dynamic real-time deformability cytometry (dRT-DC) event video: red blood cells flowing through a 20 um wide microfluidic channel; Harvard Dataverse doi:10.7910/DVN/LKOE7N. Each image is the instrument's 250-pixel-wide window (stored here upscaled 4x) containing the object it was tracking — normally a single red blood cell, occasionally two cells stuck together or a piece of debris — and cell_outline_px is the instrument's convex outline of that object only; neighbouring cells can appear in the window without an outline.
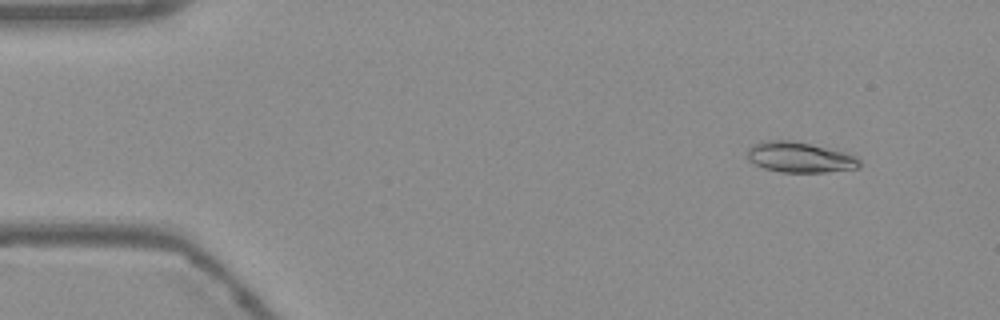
{"species": "Egyptian fruit bat (a non-hibernating species)", "species_latin": "Rousettus aegyptiacus", "temperature_condition": "warm", "stored_images_in_passage": 52, "camera_frame_rate_fps": 3000, "um_per_image_px": 0.085, "frame": {"image": 1, "passage_image": 4, "time_ms": 1.0, "image_size_px": [1000, 320], "cell_outline_px": [[860, 168], [824, 172], [780, 172], [764, 168], [748, 160], [748, 148], [752, 144], [760, 140], [792, 140], [844, 152], [856, 156], [860, 160]], "centroid_in_image_um": [67.96, 13.36], "position_along_channel_um": 17.0, "area_um2": 19.94}}
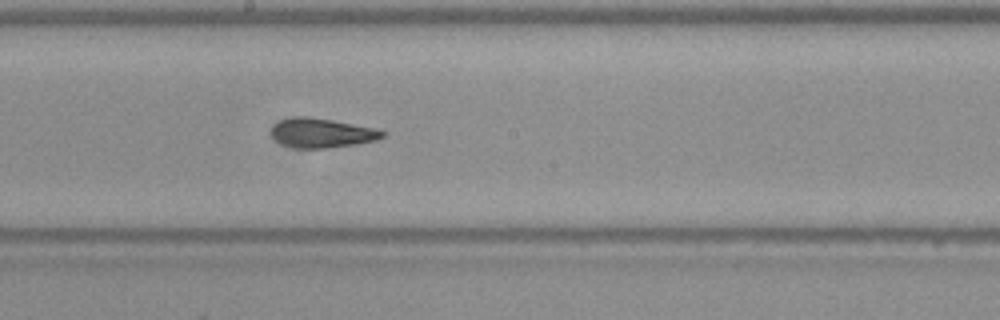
{"frame": {"image": 2, "passage_image": 28, "time_ms": 9.0, "image_size_px": [1000, 320], "cell_outline_px": [[384, 136], [376, 140], [356, 144], [328, 148], [296, 148], [280, 144], [272, 136], [272, 128], [280, 120], [296, 116], [308, 116], [332, 120], [376, 128], [384, 132]], "centroid_in_image_um": [27.34, 11.3], "position_along_channel_um": 220.9, "area_um2": 18.96}}
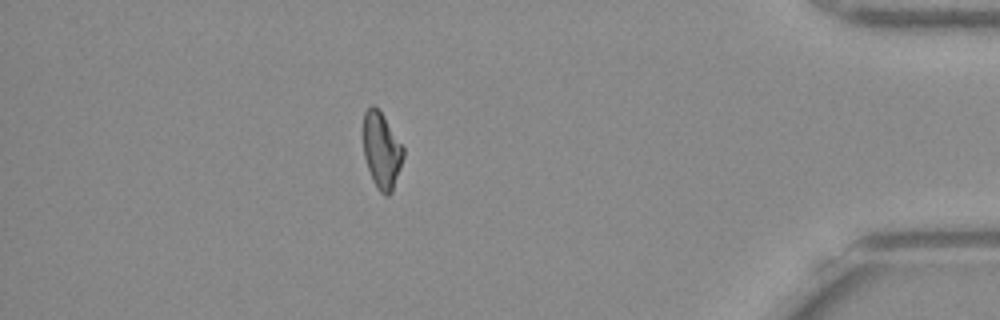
{"frame": {"image": 3, "passage_image": 46, "time_ms": 15.0, "image_size_px": [1000, 320], "cell_outline_px": [[404, 156], [392, 192], [388, 196], [384, 196], [376, 188], [372, 180], [364, 156], [364, 112], [372, 104], [380, 112], [404, 148]], "centroid_in_image_um": [32.44, 12.85], "position_along_channel_um": 402.8, "area_um2": 17.46}, "authors_computed_cell_mechanics": {"area_um2": 18.7272, "velocity_mm_per_s": 3.7854, "shape_relaxation_time_tau1_ms": 6.0236, "shape_relaxation_time_tau2_ms": 3.3867, "deformation_change_tau1": 0.1928, "deformation_change_tau2": 0.1059}}